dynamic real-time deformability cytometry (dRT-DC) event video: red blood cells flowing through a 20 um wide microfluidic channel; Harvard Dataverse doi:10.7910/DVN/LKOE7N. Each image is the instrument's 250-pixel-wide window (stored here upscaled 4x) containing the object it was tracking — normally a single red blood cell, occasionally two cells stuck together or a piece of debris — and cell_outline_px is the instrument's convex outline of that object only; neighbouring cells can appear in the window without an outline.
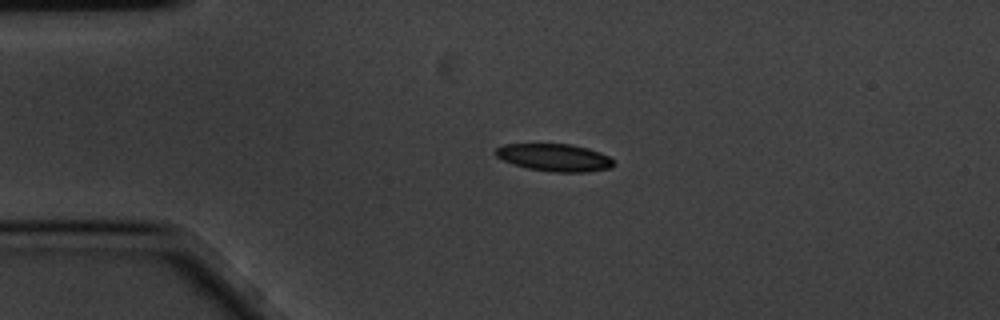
{"species": "common noctule bat (a hibernating species)", "species_latin": "Nyctalus noctula", "temperature_condition": "cold", "stored_images_in_passage": 2, "camera_frame_rate_fps": 3000, "um_per_image_px": 0.085, "animal": {"sex": "male", "body_mass_g": 20.1, "forearm_length_mm": 53.5}, "frame": {"image": 1, "passage_image": 1, "time_ms": 0.0, "image_size_px": [1000, 320], "cell_outline_px": [[616, 164], [612, 168], [588, 172], [552, 172], [528, 168], [504, 160], [496, 156], [492, 152], [496, 148], [504, 144], [572, 144], [588, 148], [600, 152], [608, 156]], "centroid_in_image_um": [47.16, 13.39], "position_along_channel_um": 37.8, "area_um2": 18.96}}